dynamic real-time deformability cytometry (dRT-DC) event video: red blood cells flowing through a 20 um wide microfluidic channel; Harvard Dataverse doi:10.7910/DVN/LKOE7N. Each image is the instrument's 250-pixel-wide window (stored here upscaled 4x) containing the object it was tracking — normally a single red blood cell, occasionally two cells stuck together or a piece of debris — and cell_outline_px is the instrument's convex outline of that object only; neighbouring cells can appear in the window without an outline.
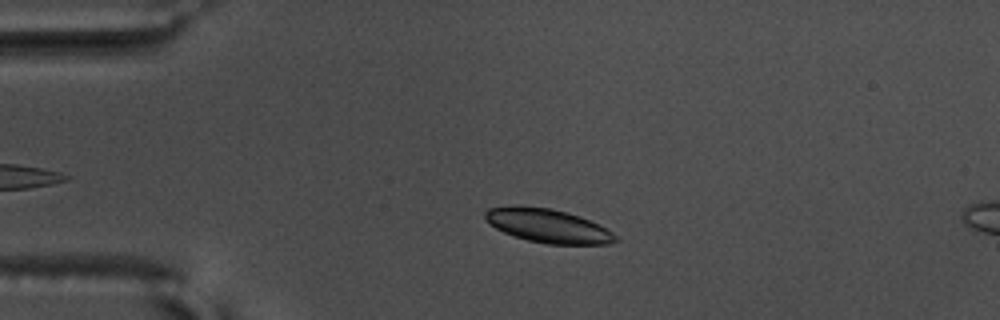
{"species": "common noctule bat (a hibernating species)", "species_latin": "Nyctalus noctula", "temperature_condition": "warm", "stored_images_in_passage": 48, "camera_frame_rate_fps": 3000, "um_per_image_px": 0.085, "animal": {"sex": "male", "body_mass_g": 17.5, "forearm_length_mm": 52.3}, "frame": {"image": 1, "passage_image": 10, "time_ms": 3.0, "image_size_px": [1000, 320], "cell_outline_px": [[620, 240], [608, 244], [548, 244], [528, 240], [504, 232], [496, 228], [484, 216], [484, 212], [488, 208], [512, 204], [520, 204], [552, 208], [580, 216], [612, 232]], "centroid_in_image_um": [46.54, 19.16], "position_along_channel_um": 38.5, "area_um2": 25.66}}
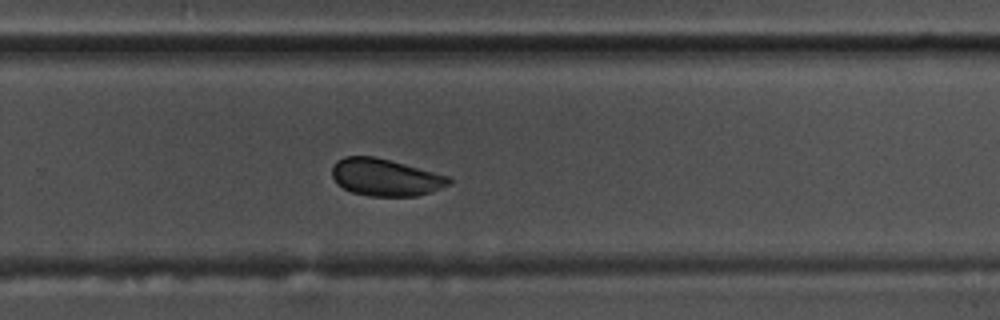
{"frame": {"image": 2, "passage_image": 35, "time_ms": 11.333, "image_size_px": [1000, 320], "cell_outline_px": [[452, 180], [448, 184], [432, 192], [416, 196], [368, 196], [352, 192], [336, 184], [332, 176], [332, 168], [336, 160], [344, 156], [372, 156], [452, 176]], "centroid_in_image_um": [32.75, 15.08], "position_along_channel_um": 297.0, "area_um2": 25.37}}
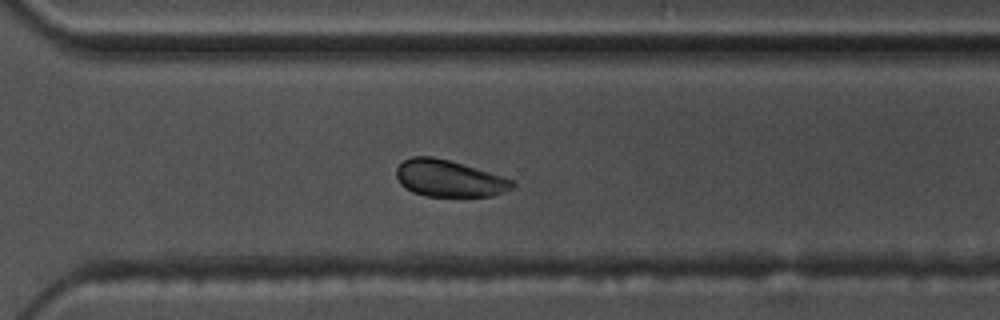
{"frame": {"image": 3, "passage_image": 38, "time_ms": 12.333, "image_size_px": [1000, 320], "cell_outline_px": [[516, 184], [512, 188], [492, 196], [424, 196], [412, 192], [404, 188], [400, 184], [396, 176], [396, 168], [404, 160], [412, 156], [432, 156], [448, 160], [476, 168], [512, 180]], "centroid_in_image_um": [38.11, 15.17], "position_along_channel_um": 332.5, "area_um2": 24.68}, "authors_computed_cell_mechanics": {"area_um2": 25.9811, "velocity_mm_per_s": 3.5306, "shape_relaxation_time_tau1_ms": 3.5461, "shape_relaxation_time_tau2_ms": null, "deformation_change_tau1": 0.1004, "deformation_change_tau2": null}}